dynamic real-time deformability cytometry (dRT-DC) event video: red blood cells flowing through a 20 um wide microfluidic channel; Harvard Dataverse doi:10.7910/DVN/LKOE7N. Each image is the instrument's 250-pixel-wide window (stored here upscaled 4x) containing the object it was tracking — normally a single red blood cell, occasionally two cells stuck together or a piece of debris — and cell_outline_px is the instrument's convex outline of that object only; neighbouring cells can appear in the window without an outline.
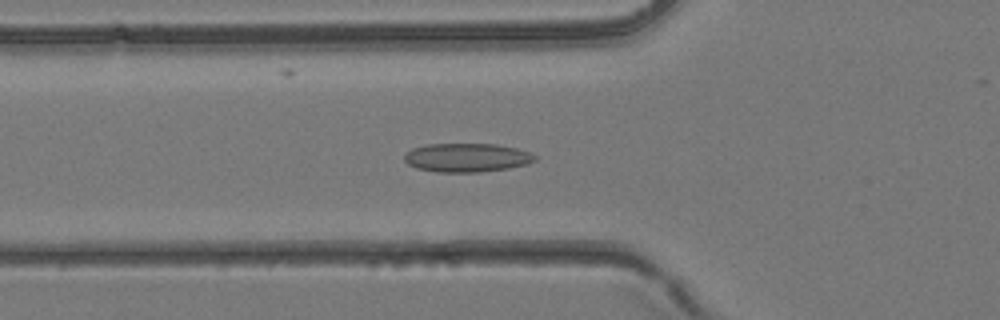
{"species": "common noctule bat (a hibernating species)", "species_latin": "Nyctalus noctula", "temperature_condition": "room temperature", "stored_images_in_passage": 41, "camera_frame_rate_fps": 3000, "um_per_image_px": 0.085, "animal": {"sex": "female", "body_mass_g": 24.6, "forearm_length_mm": 56.2}, "frame": {"image": 1, "passage_image": 14, "time_ms": 4.333, "image_size_px": [1000, 320], "cell_outline_px": [[536, 160], [528, 164], [508, 168], [480, 172], [436, 172], [416, 168], [408, 164], [404, 160], [404, 156], [412, 148], [428, 144], [496, 144], [516, 148], [528, 152], [536, 156]], "centroid_in_image_um": [39.67, 13.4], "position_along_channel_um": 86.1, "area_um2": 21.85}}
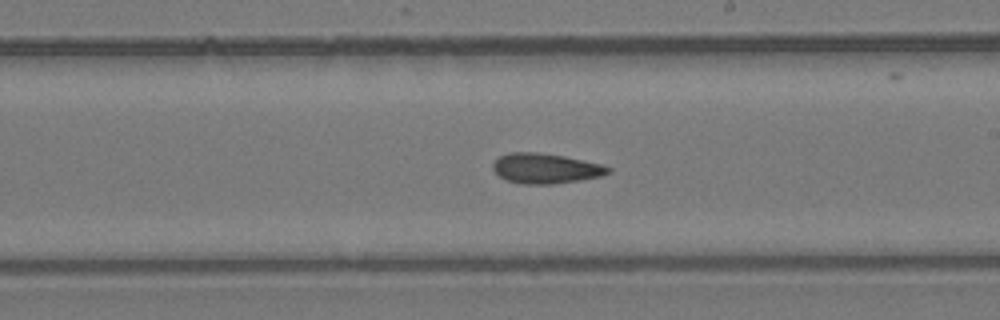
{"frame": {"image": 2, "passage_image": 23, "time_ms": 7.333, "image_size_px": [1000, 320], "cell_outline_px": [[612, 172], [604, 176], [580, 180], [552, 184], [520, 184], [508, 180], [500, 176], [492, 168], [492, 164], [500, 156], [512, 152], [536, 152], [564, 156], [604, 164], [612, 168]], "centroid_in_image_um": [46.44, 14.32], "position_along_channel_um": 242.6, "area_um2": 20.35}}
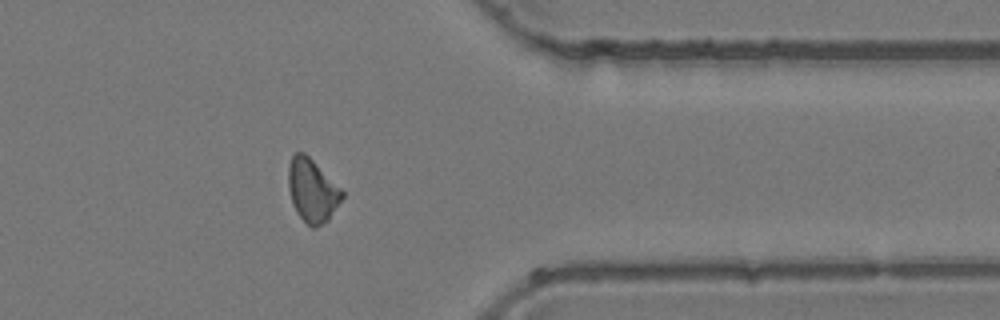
{"frame": {"image": 3, "passage_image": 32, "time_ms": 10.333, "image_size_px": [1000, 320], "cell_outline_px": [[344, 196], [328, 220], [324, 224], [316, 228], [312, 228], [296, 212], [292, 204], [288, 188], [288, 164], [292, 156], [296, 152], [304, 152], [344, 192]], "centroid_in_image_um": [26.52, 16.21], "position_along_channel_um": 384.9, "area_um2": 19.65}}